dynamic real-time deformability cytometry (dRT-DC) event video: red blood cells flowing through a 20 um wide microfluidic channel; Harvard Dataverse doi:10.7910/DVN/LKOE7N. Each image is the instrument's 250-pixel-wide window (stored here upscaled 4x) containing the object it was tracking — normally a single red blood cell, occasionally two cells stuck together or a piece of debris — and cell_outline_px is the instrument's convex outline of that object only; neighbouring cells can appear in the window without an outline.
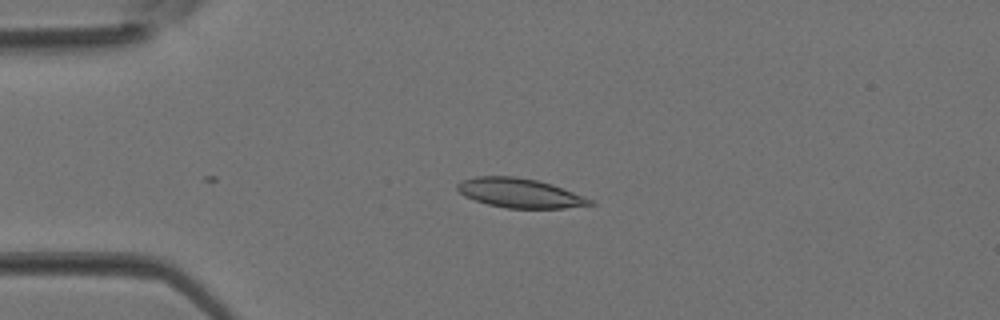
{"species": "Egyptian fruit bat (a non-hibernating species)", "species_latin": "Rousettus aegyptiacus", "temperature_condition": "room temperature", "stored_images_in_passage": 4, "camera_frame_rate_fps": 3000, "um_per_image_px": 0.085, "animal": {"sex": "female"}, "frame": {"image": 1, "passage_image": 1, "time_ms": 0.0, "image_size_px": [1000, 320], "cell_outline_px": [[596, 204], [564, 208], [508, 208], [488, 204], [464, 196], [456, 188], [456, 184], [464, 180], [476, 176], [516, 176], [536, 180], [552, 184], [584, 196], [592, 200]], "centroid_in_image_um": [44.18, 16.4], "position_along_channel_um": 40.8, "area_um2": 22.54}}